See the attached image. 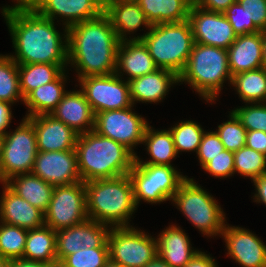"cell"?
<instances>
[{
	"label": "cell",
	"mask_w": 266,
	"mask_h": 267,
	"mask_svg": "<svg viewBox=\"0 0 266 267\" xmlns=\"http://www.w3.org/2000/svg\"><path fill=\"white\" fill-rule=\"evenodd\" d=\"M2 14L12 35L19 64H58L63 69L68 61V30L64 42L55 29L54 21L41 16L26 1H17L15 6L4 7Z\"/></svg>",
	"instance_id": "obj_1"
},
{
	"label": "cell",
	"mask_w": 266,
	"mask_h": 267,
	"mask_svg": "<svg viewBox=\"0 0 266 267\" xmlns=\"http://www.w3.org/2000/svg\"><path fill=\"white\" fill-rule=\"evenodd\" d=\"M67 30L68 64H76L79 79L116 73L117 50L121 41L104 12Z\"/></svg>",
	"instance_id": "obj_2"
},
{
	"label": "cell",
	"mask_w": 266,
	"mask_h": 267,
	"mask_svg": "<svg viewBox=\"0 0 266 267\" xmlns=\"http://www.w3.org/2000/svg\"><path fill=\"white\" fill-rule=\"evenodd\" d=\"M75 150L82 182L127 175L135 155L124 145L96 133L78 134Z\"/></svg>",
	"instance_id": "obj_3"
},
{
	"label": "cell",
	"mask_w": 266,
	"mask_h": 267,
	"mask_svg": "<svg viewBox=\"0 0 266 267\" xmlns=\"http://www.w3.org/2000/svg\"><path fill=\"white\" fill-rule=\"evenodd\" d=\"M88 219L111 226H128L137 209L129 175L85 182Z\"/></svg>",
	"instance_id": "obj_4"
},
{
	"label": "cell",
	"mask_w": 266,
	"mask_h": 267,
	"mask_svg": "<svg viewBox=\"0 0 266 267\" xmlns=\"http://www.w3.org/2000/svg\"><path fill=\"white\" fill-rule=\"evenodd\" d=\"M132 40H142L159 69L180 75L194 46L188 20L178 23L151 25L149 32Z\"/></svg>",
	"instance_id": "obj_5"
},
{
	"label": "cell",
	"mask_w": 266,
	"mask_h": 267,
	"mask_svg": "<svg viewBox=\"0 0 266 267\" xmlns=\"http://www.w3.org/2000/svg\"><path fill=\"white\" fill-rule=\"evenodd\" d=\"M187 81L206 101H214L224 80L232 83L228 51L223 48L194 43L186 66L178 76Z\"/></svg>",
	"instance_id": "obj_6"
},
{
	"label": "cell",
	"mask_w": 266,
	"mask_h": 267,
	"mask_svg": "<svg viewBox=\"0 0 266 267\" xmlns=\"http://www.w3.org/2000/svg\"><path fill=\"white\" fill-rule=\"evenodd\" d=\"M181 212L205 235L222 234L225 215L217 202L193 179L186 178L172 199Z\"/></svg>",
	"instance_id": "obj_7"
},
{
	"label": "cell",
	"mask_w": 266,
	"mask_h": 267,
	"mask_svg": "<svg viewBox=\"0 0 266 267\" xmlns=\"http://www.w3.org/2000/svg\"><path fill=\"white\" fill-rule=\"evenodd\" d=\"M128 175L136 205L141 199L151 204L171 200L187 178L180 175L172 165L153 164H134Z\"/></svg>",
	"instance_id": "obj_8"
},
{
	"label": "cell",
	"mask_w": 266,
	"mask_h": 267,
	"mask_svg": "<svg viewBox=\"0 0 266 267\" xmlns=\"http://www.w3.org/2000/svg\"><path fill=\"white\" fill-rule=\"evenodd\" d=\"M37 154L34 126L25 118L13 133L4 134L0 181L4 184L15 175L31 173Z\"/></svg>",
	"instance_id": "obj_9"
},
{
	"label": "cell",
	"mask_w": 266,
	"mask_h": 267,
	"mask_svg": "<svg viewBox=\"0 0 266 267\" xmlns=\"http://www.w3.org/2000/svg\"><path fill=\"white\" fill-rule=\"evenodd\" d=\"M108 245L110 260L123 267H144L157 256V239L132 226L112 227Z\"/></svg>",
	"instance_id": "obj_10"
},
{
	"label": "cell",
	"mask_w": 266,
	"mask_h": 267,
	"mask_svg": "<svg viewBox=\"0 0 266 267\" xmlns=\"http://www.w3.org/2000/svg\"><path fill=\"white\" fill-rule=\"evenodd\" d=\"M44 215L45 225L54 231L86 221L88 216L84 182L54 186L51 201Z\"/></svg>",
	"instance_id": "obj_11"
},
{
	"label": "cell",
	"mask_w": 266,
	"mask_h": 267,
	"mask_svg": "<svg viewBox=\"0 0 266 267\" xmlns=\"http://www.w3.org/2000/svg\"><path fill=\"white\" fill-rule=\"evenodd\" d=\"M119 73L80 78V86L94 114L133 106L128 82Z\"/></svg>",
	"instance_id": "obj_12"
},
{
	"label": "cell",
	"mask_w": 266,
	"mask_h": 267,
	"mask_svg": "<svg viewBox=\"0 0 266 267\" xmlns=\"http://www.w3.org/2000/svg\"><path fill=\"white\" fill-rule=\"evenodd\" d=\"M147 126V121L129 107L95 114L93 130L124 145L136 156L132 147L143 143Z\"/></svg>",
	"instance_id": "obj_13"
},
{
	"label": "cell",
	"mask_w": 266,
	"mask_h": 267,
	"mask_svg": "<svg viewBox=\"0 0 266 267\" xmlns=\"http://www.w3.org/2000/svg\"><path fill=\"white\" fill-rule=\"evenodd\" d=\"M188 21L195 43L227 50L236 40L237 34L224 13L207 11L192 4Z\"/></svg>",
	"instance_id": "obj_14"
},
{
	"label": "cell",
	"mask_w": 266,
	"mask_h": 267,
	"mask_svg": "<svg viewBox=\"0 0 266 267\" xmlns=\"http://www.w3.org/2000/svg\"><path fill=\"white\" fill-rule=\"evenodd\" d=\"M107 224L87 219L86 221L56 231V257L62 262L68 255L81 249L109 247Z\"/></svg>",
	"instance_id": "obj_15"
},
{
	"label": "cell",
	"mask_w": 266,
	"mask_h": 267,
	"mask_svg": "<svg viewBox=\"0 0 266 267\" xmlns=\"http://www.w3.org/2000/svg\"><path fill=\"white\" fill-rule=\"evenodd\" d=\"M31 173L53 186L71 185L82 181L76 150L38 151Z\"/></svg>",
	"instance_id": "obj_16"
},
{
	"label": "cell",
	"mask_w": 266,
	"mask_h": 267,
	"mask_svg": "<svg viewBox=\"0 0 266 267\" xmlns=\"http://www.w3.org/2000/svg\"><path fill=\"white\" fill-rule=\"evenodd\" d=\"M41 16L54 21L55 15L66 18L68 27L98 17L104 10L101 0H27Z\"/></svg>",
	"instance_id": "obj_17"
},
{
	"label": "cell",
	"mask_w": 266,
	"mask_h": 267,
	"mask_svg": "<svg viewBox=\"0 0 266 267\" xmlns=\"http://www.w3.org/2000/svg\"><path fill=\"white\" fill-rule=\"evenodd\" d=\"M222 236L228 255L243 267H266V245L255 234L244 228L225 225Z\"/></svg>",
	"instance_id": "obj_18"
},
{
	"label": "cell",
	"mask_w": 266,
	"mask_h": 267,
	"mask_svg": "<svg viewBox=\"0 0 266 267\" xmlns=\"http://www.w3.org/2000/svg\"><path fill=\"white\" fill-rule=\"evenodd\" d=\"M27 118L34 126L38 151L75 150L78 133L50 114Z\"/></svg>",
	"instance_id": "obj_19"
},
{
	"label": "cell",
	"mask_w": 266,
	"mask_h": 267,
	"mask_svg": "<svg viewBox=\"0 0 266 267\" xmlns=\"http://www.w3.org/2000/svg\"><path fill=\"white\" fill-rule=\"evenodd\" d=\"M50 115L68 125L78 134L94 129L95 114L81 90L67 91Z\"/></svg>",
	"instance_id": "obj_20"
},
{
	"label": "cell",
	"mask_w": 266,
	"mask_h": 267,
	"mask_svg": "<svg viewBox=\"0 0 266 267\" xmlns=\"http://www.w3.org/2000/svg\"><path fill=\"white\" fill-rule=\"evenodd\" d=\"M3 196L0 200L1 222L27 230L45 225L44 212L30 205L25 199L14 193L4 183Z\"/></svg>",
	"instance_id": "obj_21"
},
{
	"label": "cell",
	"mask_w": 266,
	"mask_h": 267,
	"mask_svg": "<svg viewBox=\"0 0 266 267\" xmlns=\"http://www.w3.org/2000/svg\"><path fill=\"white\" fill-rule=\"evenodd\" d=\"M229 69L232 77L236 74L262 67V37L257 33L237 35L227 49Z\"/></svg>",
	"instance_id": "obj_22"
},
{
	"label": "cell",
	"mask_w": 266,
	"mask_h": 267,
	"mask_svg": "<svg viewBox=\"0 0 266 267\" xmlns=\"http://www.w3.org/2000/svg\"><path fill=\"white\" fill-rule=\"evenodd\" d=\"M121 68V69H119ZM159 69L142 40L121 41L117 50L116 73H127V81Z\"/></svg>",
	"instance_id": "obj_23"
},
{
	"label": "cell",
	"mask_w": 266,
	"mask_h": 267,
	"mask_svg": "<svg viewBox=\"0 0 266 267\" xmlns=\"http://www.w3.org/2000/svg\"><path fill=\"white\" fill-rule=\"evenodd\" d=\"M127 82L133 104L135 101L155 103L164 98L172 83L179 82V77L172 71L157 69Z\"/></svg>",
	"instance_id": "obj_24"
},
{
	"label": "cell",
	"mask_w": 266,
	"mask_h": 267,
	"mask_svg": "<svg viewBox=\"0 0 266 267\" xmlns=\"http://www.w3.org/2000/svg\"><path fill=\"white\" fill-rule=\"evenodd\" d=\"M103 12L108 16L112 28L120 41H125L126 32L137 30L141 25L148 28L151 24L137 1H118L115 3H102Z\"/></svg>",
	"instance_id": "obj_25"
},
{
	"label": "cell",
	"mask_w": 266,
	"mask_h": 267,
	"mask_svg": "<svg viewBox=\"0 0 266 267\" xmlns=\"http://www.w3.org/2000/svg\"><path fill=\"white\" fill-rule=\"evenodd\" d=\"M177 226H169L157 238V254L170 267H184L199 251L192 250L188 236Z\"/></svg>",
	"instance_id": "obj_26"
},
{
	"label": "cell",
	"mask_w": 266,
	"mask_h": 267,
	"mask_svg": "<svg viewBox=\"0 0 266 267\" xmlns=\"http://www.w3.org/2000/svg\"><path fill=\"white\" fill-rule=\"evenodd\" d=\"M16 178V180L14 179ZM12 179L14 180L12 183ZM14 193L44 213L48 209L54 186L33 173L19 174L5 183Z\"/></svg>",
	"instance_id": "obj_27"
},
{
	"label": "cell",
	"mask_w": 266,
	"mask_h": 267,
	"mask_svg": "<svg viewBox=\"0 0 266 267\" xmlns=\"http://www.w3.org/2000/svg\"><path fill=\"white\" fill-rule=\"evenodd\" d=\"M151 25L188 20L193 0H136Z\"/></svg>",
	"instance_id": "obj_28"
},
{
	"label": "cell",
	"mask_w": 266,
	"mask_h": 267,
	"mask_svg": "<svg viewBox=\"0 0 266 267\" xmlns=\"http://www.w3.org/2000/svg\"><path fill=\"white\" fill-rule=\"evenodd\" d=\"M65 72L63 71L54 81L31 91L25 98L24 104L30 113L26 117L50 114L67 93L64 86Z\"/></svg>",
	"instance_id": "obj_29"
},
{
	"label": "cell",
	"mask_w": 266,
	"mask_h": 267,
	"mask_svg": "<svg viewBox=\"0 0 266 267\" xmlns=\"http://www.w3.org/2000/svg\"><path fill=\"white\" fill-rule=\"evenodd\" d=\"M23 259L48 265L57 262L56 231L46 225L28 230Z\"/></svg>",
	"instance_id": "obj_30"
},
{
	"label": "cell",
	"mask_w": 266,
	"mask_h": 267,
	"mask_svg": "<svg viewBox=\"0 0 266 267\" xmlns=\"http://www.w3.org/2000/svg\"><path fill=\"white\" fill-rule=\"evenodd\" d=\"M154 131V132H153ZM152 157L151 161L142 162L135 156L134 164L171 165V160L177 155L172 133L169 130L155 131L147 126L143 141Z\"/></svg>",
	"instance_id": "obj_31"
},
{
	"label": "cell",
	"mask_w": 266,
	"mask_h": 267,
	"mask_svg": "<svg viewBox=\"0 0 266 267\" xmlns=\"http://www.w3.org/2000/svg\"><path fill=\"white\" fill-rule=\"evenodd\" d=\"M65 69L58 64H19L18 74L23 98L39 86L54 81Z\"/></svg>",
	"instance_id": "obj_32"
},
{
	"label": "cell",
	"mask_w": 266,
	"mask_h": 267,
	"mask_svg": "<svg viewBox=\"0 0 266 267\" xmlns=\"http://www.w3.org/2000/svg\"><path fill=\"white\" fill-rule=\"evenodd\" d=\"M231 84L246 103L266 101V69L262 67L234 75Z\"/></svg>",
	"instance_id": "obj_33"
},
{
	"label": "cell",
	"mask_w": 266,
	"mask_h": 267,
	"mask_svg": "<svg viewBox=\"0 0 266 267\" xmlns=\"http://www.w3.org/2000/svg\"><path fill=\"white\" fill-rule=\"evenodd\" d=\"M24 101L20 90L18 64L10 55H0V101L14 103Z\"/></svg>",
	"instance_id": "obj_34"
},
{
	"label": "cell",
	"mask_w": 266,
	"mask_h": 267,
	"mask_svg": "<svg viewBox=\"0 0 266 267\" xmlns=\"http://www.w3.org/2000/svg\"><path fill=\"white\" fill-rule=\"evenodd\" d=\"M0 255L9 260L23 258L28 230L1 222Z\"/></svg>",
	"instance_id": "obj_35"
},
{
	"label": "cell",
	"mask_w": 266,
	"mask_h": 267,
	"mask_svg": "<svg viewBox=\"0 0 266 267\" xmlns=\"http://www.w3.org/2000/svg\"><path fill=\"white\" fill-rule=\"evenodd\" d=\"M234 171L252 180L266 174V155L245 145L234 152Z\"/></svg>",
	"instance_id": "obj_36"
},
{
	"label": "cell",
	"mask_w": 266,
	"mask_h": 267,
	"mask_svg": "<svg viewBox=\"0 0 266 267\" xmlns=\"http://www.w3.org/2000/svg\"><path fill=\"white\" fill-rule=\"evenodd\" d=\"M176 153L179 151H196L201 143L204 130L193 121L180 122L170 129Z\"/></svg>",
	"instance_id": "obj_37"
},
{
	"label": "cell",
	"mask_w": 266,
	"mask_h": 267,
	"mask_svg": "<svg viewBox=\"0 0 266 267\" xmlns=\"http://www.w3.org/2000/svg\"><path fill=\"white\" fill-rule=\"evenodd\" d=\"M215 132L228 151H238L246 144L247 130L233 112L230 114V120L220 124Z\"/></svg>",
	"instance_id": "obj_38"
},
{
	"label": "cell",
	"mask_w": 266,
	"mask_h": 267,
	"mask_svg": "<svg viewBox=\"0 0 266 267\" xmlns=\"http://www.w3.org/2000/svg\"><path fill=\"white\" fill-rule=\"evenodd\" d=\"M109 260V247H98L81 249L61 263L66 267H104Z\"/></svg>",
	"instance_id": "obj_39"
},
{
	"label": "cell",
	"mask_w": 266,
	"mask_h": 267,
	"mask_svg": "<svg viewBox=\"0 0 266 267\" xmlns=\"http://www.w3.org/2000/svg\"><path fill=\"white\" fill-rule=\"evenodd\" d=\"M255 104L236 108L232 112L247 131L261 130L266 132V105L262 102Z\"/></svg>",
	"instance_id": "obj_40"
},
{
	"label": "cell",
	"mask_w": 266,
	"mask_h": 267,
	"mask_svg": "<svg viewBox=\"0 0 266 267\" xmlns=\"http://www.w3.org/2000/svg\"><path fill=\"white\" fill-rule=\"evenodd\" d=\"M223 13L237 35L257 33L260 31L252 21V13L243 9L238 1L231 4Z\"/></svg>",
	"instance_id": "obj_41"
},
{
	"label": "cell",
	"mask_w": 266,
	"mask_h": 267,
	"mask_svg": "<svg viewBox=\"0 0 266 267\" xmlns=\"http://www.w3.org/2000/svg\"><path fill=\"white\" fill-rule=\"evenodd\" d=\"M224 149V145L216 132H204L196 152L202 168Z\"/></svg>",
	"instance_id": "obj_42"
},
{
	"label": "cell",
	"mask_w": 266,
	"mask_h": 267,
	"mask_svg": "<svg viewBox=\"0 0 266 267\" xmlns=\"http://www.w3.org/2000/svg\"><path fill=\"white\" fill-rule=\"evenodd\" d=\"M203 169L216 178H226L235 173L234 152L224 149L216 157L210 160Z\"/></svg>",
	"instance_id": "obj_43"
},
{
	"label": "cell",
	"mask_w": 266,
	"mask_h": 267,
	"mask_svg": "<svg viewBox=\"0 0 266 267\" xmlns=\"http://www.w3.org/2000/svg\"><path fill=\"white\" fill-rule=\"evenodd\" d=\"M248 12L252 13V21L260 30H266V0H237Z\"/></svg>",
	"instance_id": "obj_44"
},
{
	"label": "cell",
	"mask_w": 266,
	"mask_h": 267,
	"mask_svg": "<svg viewBox=\"0 0 266 267\" xmlns=\"http://www.w3.org/2000/svg\"><path fill=\"white\" fill-rule=\"evenodd\" d=\"M245 145L266 155V132L261 130L247 131Z\"/></svg>",
	"instance_id": "obj_45"
},
{
	"label": "cell",
	"mask_w": 266,
	"mask_h": 267,
	"mask_svg": "<svg viewBox=\"0 0 266 267\" xmlns=\"http://www.w3.org/2000/svg\"><path fill=\"white\" fill-rule=\"evenodd\" d=\"M237 0H193V4L201 9L223 13Z\"/></svg>",
	"instance_id": "obj_46"
},
{
	"label": "cell",
	"mask_w": 266,
	"mask_h": 267,
	"mask_svg": "<svg viewBox=\"0 0 266 267\" xmlns=\"http://www.w3.org/2000/svg\"><path fill=\"white\" fill-rule=\"evenodd\" d=\"M184 267H217L214 259L199 251Z\"/></svg>",
	"instance_id": "obj_47"
},
{
	"label": "cell",
	"mask_w": 266,
	"mask_h": 267,
	"mask_svg": "<svg viewBox=\"0 0 266 267\" xmlns=\"http://www.w3.org/2000/svg\"><path fill=\"white\" fill-rule=\"evenodd\" d=\"M10 104L5 101H0V134L6 133L5 130L11 122L12 114Z\"/></svg>",
	"instance_id": "obj_48"
},
{
	"label": "cell",
	"mask_w": 266,
	"mask_h": 267,
	"mask_svg": "<svg viewBox=\"0 0 266 267\" xmlns=\"http://www.w3.org/2000/svg\"><path fill=\"white\" fill-rule=\"evenodd\" d=\"M254 185L256 186L255 202H263L266 205V174L261 175L260 177L253 180Z\"/></svg>",
	"instance_id": "obj_49"
},
{
	"label": "cell",
	"mask_w": 266,
	"mask_h": 267,
	"mask_svg": "<svg viewBox=\"0 0 266 267\" xmlns=\"http://www.w3.org/2000/svg\"><path fill=\"white\" fill-rule=\"evenodd\" d=\"M10 267H50V265L38 261H30L20 258L11 260Z\"/></svg>",
	"instance_id": "obj_50"
},
{
	"label": "cell",
	"mask_w": 266,
	"mask_h": 267,
	"mask_svg": "<svg viewBox=\"0 0 266 267\" xmlns=\"http://www.w3.org/2000/svg\"><path fill=\"white\" fill-rule=\"evenodd\" d=\"M144 267H170L158 254L157 256L147 263Z\"/></svg>",
	"instance_id": "obj_51"
},
{
	"label": "cell",
	"mask_w": 266,
	"mask_h": 267,
	"mask_svg": "<svg viewBox=\"0 0 266 267\" xmlns=\"http://www.w3.org/2000/svg\"><path fill=\"white\" fill-rule=\"evenodd\" d=\"M262 37V68L266 69V30L261 31Z\"/></svg>",
	"instance_id": "obj_52"
},
{
	"label": "cell",
	"mask_w": 266,
	"mask_h": 267,
	"mask_svg": "<svg viewBox=\"0 0 266 267\" xmlns=\"http://www.w3.org/2000/svg\"><path fill=\"white\" fill-rule=\"evenodd\" d=\"M11 260L0 255V267H10Z\"/></svg>",
	"instance_id": "obj_53"
},
{
	"label": "cell",
	"mask_w": 266,
	"mask_h": 267,
	"mask_svg": "<svg viewBox=\"0 0 266 267\" xmlns=\"http://www.w3.org/2000/svg\"><path fill=\"white\" fill-rule=\"evenodd\" d=\"M104 267H123L120 264L114 263L111 260H109Z\"/></svg>",
	"instance_id": "obj_54"
},
{
	"label": "cell",
	"mask_w": 266,
	"mask_h": 267,
	"mask_svg": "<svg viewBox=\"0 0 266 267\" xmlns=\"http://www.w3.org/2000/svg\"><path fill=\"white\" fill-rule=\"evenodd\" d=\"M118 1H130V0H101L102 3H115ZM131 1H136V0H131Z\"/></svg>",
	"instance_id": "obj_55"
},
{
	"label": "cell",
	"mask_w": 266,
	"mask_h": 267,
	"mask_svg": "<svg viewBox=\"0 0 266 267\" xmlns=\"http://www.w3.org/2000/svg\"><path fill=\"white\" fill-rule=\"evenodd\" d=\"M3 139H4V134H0V158H1V155H2Z\"/></svg>",
	"instance_id": "obj_56"
},
{
	"label": "cell",
	"mask_w": 266,
	"mask_h": 267,
	"mask_svg": "<svg viewBox=\"0 0 266 267\" xmlns=\"http://www.w3.org/2000/svg\"><path fill=\"white\" fill-rule=\"evenodd\" d=\"M50 267H66V266L63 263L57 261L51 264Z\"/></svg>",
	"instance_id": "obj_57"
}]
</instances>
